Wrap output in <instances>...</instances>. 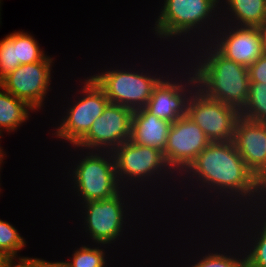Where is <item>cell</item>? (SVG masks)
I'll return each instance as SVG.
<instances>
[{
	"label": "cell",
	"mask_w": 266,
	"mask_h": 267,
	"mask_svg": "<svg viewBox=\"0 0 266 267\" xmlns=\"http://www.w3.org/2000/svg\"><path fill=\"white\" fill-rule=\"evenodd\" d=\"M0 141H1V136H0ZM5 157H6V151L4 152V149L1 147V143H0V169L3 168L2 163L5 159ZM0 172H1V170H0Z\"/></svg>",
	"instance_id": "1f68e13d"
},
{
	"label": "cell",
	"mask_w": 266,
	"mask_h": 267,
	"mask_svg": "<svg viewBox=\"0 0 266 267\" xmlns=\"http://www.w3.org/2000/svg\"><path fill=\"white\" fill-rule=\"evenodd\" d=\"M142 67L136 70L134 66L128 69L111 66L109 69L107 67L105 70L100 69L101 72L98 70V73L91 74L90 77L104 91L109 103L135 111L146 107L154 87L165 74H168L167 72L158 74V71L153 72L150 69L148 71V67L147 70Z\"/></svg>",
	"instance_id": "52a82bcc"
},
{
	"label": "cell",
	"mask_w": 266,
	"mask_h": 267,
	"mask_svg": "<svg viewBox=\"0 0 266 267\" xmlns=\"http://www.w3.org/2000/svg\"><path fill=\"white\" fill-rule=\"evenodd\" d=\"M84 244L85 245H80L79 248L77 247L73 251L69 261L65 260L68 267H108L107 251L105 250L109 248L108 245L94 243H90L89 245L86 243Z\"/></svg>",
	"instance_id": "44dd1931"
},
{
	"label": "cell",
	"mask_w": 266,
	"mask_h": 267,
	"mask_svg": "<svg viewBox=\"0 0 266 267\" xmlns=\"http://www.w3.org/2000/svg\"><path fill=\"white\" fill-rule=\"evenodd\" d=\"M1 0H0V11H1ZM2 18H1V12H0V20H1ZM0 25H1V21H0Z\"/></svg>",
	"instance_id": "d6a6232c"
},
{
	"label": "cell",
	"mask_w": 266,
	"mask_h": 267,
	"mask_svg": "<svg viewBox=\"0 0 266 267\" xmlns=\"http://www.w3.org/2000/svg\"><path fill=\"white\" fill-rule=\"evenodd\" d=\"M20 66L16 62L15 31L0 40V82Z\"/></svg>",
	"instance_id": "d4e9b609"
},
{
	"label": "cell",
	"mask_w": 266,
	"mask_h": 267,
	"mask_svg": "<svg viewBox=\"0 0 266 267\" xmlns=\"http://www.w3.org/2000/svg\"><path fill=\"white\" fill-rule=\"evenodd\" d=\"M178 179H180L178 180V187L187 189L189 186L188 189L197 190V192L190 191L189 197L191 193L193 196L196 193L197 197L200 196L198 197L200 202L206 196V201L208 198V201L212 198L211 201L213 204L216 203L214 207L217 206V210L222 207L221 212L223 213L220 214H223L224 218L230 211L233 213V211H239L241 208H257L260 202L261 181L245 165L233 141L211 142L197 155L196 159ZM203 192L204 194H202ZM226 206L228 210L225 208ZM225 211L226 214L224 215Z\"/></svg>",
	"instance_id": "6da1fadb"
},
{
	"label": "cell",
	"mask_w": 266,
	"mask_h": 267,
	"mask_svg": "<svg viewBox=\"0 0 266 267\" xmlns=\"http://www.w3.org/2000/svg\"><path fill=\"white\" fill-rule=\"evenodd\" d=\"M240 116L266 123V83H250L247 103Z\"/></svg>",
	"instance_id": "603a6c76"
},
{
	"label": "cell",
	"mask_w": 266,
	"mask_h": 267,
	"mask_svg": "<svg viewBox=\"0 0 266 267\" xmlns=\"http://www.w3.org/2000/svg\"><path fill=\"white\" fill-rule=\"evenodd\" d=\"M77 151V162L69 168V178L72 180L71 190L73 189L77 201L86 203L88 201H97L110 199L124 188L119 183L115 162L112 152L110 151H84L70 146ZM81 150V151H80ZM81 152L80 154L78 152ZM85 152V153H82ZM80 159V160H79ZM73 168V169H72Z\"/></svg>",
	"instance_id": "5b68a950"
},
{
	"label": "cell",
	"mask_w": 266,
	"mask_h": 267,
	"mask_svg": "<svg viewBox=\"0 0 266 267\" xmlns=\"http://www.w3.org/2000/svg\"><path fill=\"white\" fill-rule=\"evenodd\" d=\"M250 83H266V54L248 67Z\"/></svg>",
	"instance_id": "484cf974"
},
{
	"label": "cell",
	"mask_w": 266,
	"mask_h": 267,
	"mask_svg": "<svg viewBox=\"0 0 266 267\" xmlns=\"http://www.w3.org/2000/svg\"><path fill=\"white\" fill-rule=\"evenodd\" d=\"M219 4L221 23L259 27L266 21V0H219Z\"/></svg>",
	"instance_id": "ac0fdd59"
},
{
	"label": "cell",
	"mask_w": 266,
	"mask_h": 267,
	"mask_svg": "<svg viewBox=\"0 0 266 267\" xmlns=\"http://www.w3.org/2000/svg\"><path fill=\"white\" fill-rule=\"evenodd\" d=\"M232 141L245 165L262 181L266 177V123L240 116Z\"/></svg>",
	"instance_id": "2e32d148"
},
{
	"label": "cell",
	"mask_w": 266,
	"mask_h": 267,
	"mask_svg": "<svg viewBox=\"0 0 266 267\" xmlns=\"http://www.w3.org/2000/svg\"><path fill=\"white\" fill-rule=\"evenodd\" d=\"M256 209L266 216V177L261 181V198Z\"/></svg>",
	"instance_id": "83f0119b"
},
{
	"label": "cell",
	"mask_w": 266,
	"mask_h": 267,
	"mask_svg": "<svg viewBox=\"0 0 266 267\" xmlns=\"http://www.w3.org/2000/svg\"><path fill=\"white\" fill-rule=\"evenodd\" d=\"M25 238L11 223L0 219V252L11 260H25L27 256H20L19 251L26 247Z\"/></svg>",
	"instance_id": "cb8c5ba5"
},
{
	"label": "cell",
	"mask_w": 266,
	"mask_h": 267,
	"mask_svg": "<svg viewBox=\"0 0 266 267\" xmlns=\"http://www.w3.org/2000/svg\"><path fill=\"white\" fill-rule=\"evenodd\" d=\"M112 154L114 157L115 169L119 183L124 189L130 188V190L133 191H136V189L137 191L141 189L139 193H142L141 191L143 190H145L144 192H148V190L154 189L157 190V186L161 189L163 185L165 186L167 184H172L173 188V183L175 182L174 189L177 192L176 182H178L179 180L177 179L178 176L168 166L163 152L159 149L134 144L133 142L128 140L127 142L121 144L119 147L115 148L112 151ZM167 179L169 181L173 180V183L167 182ZM174 179H176L177 181ZM160 182L162 185L158 184ZM151 183L152 185H150ZM148 184L150 188L152 186L153 189H148ZM145 187L147 190L145 189Z\"/></svg>",
	"instance_id": "277c9868"
},
{
	"label": "cell",
	"mask_w": 266,
	"mask_h": 267,
	"mask_svg": "<svg viewBox=\"0 0 266 267\" xmlns=\"http://www.w3.org/2000/svg\"><path fill=\"white\" fill-rule=\"evenodd\" d=\"M133 111L118 104L108 103L89 131L74 145L87 151H110L131 138Z\"/></svg>",
	"instance_id": "30bf717a"
},
{
	"label": "cell",
	"mask_w": 266,
	"mask_h": 267,
	"mask_svg": "<svg viewBox=\"0 0 266 267\" xmlns=\"http://www.w3.org/2000/svg\"><path fill=\"white\" fill-rule=\"evenodd\" d=\"M7 267H35V257H27L25 260H12Z\"/></svg>",
	"instance_id": "f1b7e54d"
},
{
	"label": "cell",
	"mask_w": 266,
	"mask_h": 267,
	"mask_svg": "<svg viewBox=\"0 0 266 267\" xmlns=\"http://www.w3.org/2000/svg\"><path fill=\"white\" fill-rule=\"evenodd\" d=\"M15 54L20 65L42 61L47 56L37 39L23 30L15 31Z\"/></svg>",
	"instance_id": "7402d4cb"
},
{
	"label": "cell",
	"mask_w": 266,
	"mask_h": 267,
	"mask_svg": "<svg viewBox=\"0 0 266 267\" xmlns=\"http://www.w3.org/2000/svg\"><path fill=\"white\" fill-rule=\"evenodd\" d=\"M208 42L225 58L247 67L264 54L258 27L220 23Z\"/></svg>",
	"instance_id": "5bb4252c"
},
{
	"label": "cell",
	"mask_w": 266,
	"mask_h": 267,
	"mask_svg": "<svg viewBox=\"0 0 266 267\" xmlns=\"http://www.w3.org/2000/svg\"><path fill=\"white\" fill-rule=\"evenodd\" d=\"M259 33L261 37V45L263 49V53L266 54V21L263 22L259 27Z\"/></svg>",
	"instance_id": "f546056e"
},
{
	"label": "cell",
	"mask_w": 266,
	"mask_h": 267,
	"mask_svg": "<svg viewBox=\"0 0 266 267\" xmlns=\"http://www.w3.org/2000/svg\"><path fill=\"white\" fill-rule=\"evenodd\" d=\"M183 63L184 59L181 64L180 62L178 64L180 68H175L178 71H171L173 76L168 72V75L166 74L159 81L154 87L152 96L145 107L150 114L170 123L187 115L188 101L197 88L193 71L187 64L182 65ZM184 67L186 70L183 69ZM180 69L184 72L180 73Z\"/></svg>",
	"instance_id": "9c48e42d"
},
{
	"label": "cell",
	"mask_w": 266,
	"mask_h": 267,
	"mask_svg": "<svg viewBox=\"0 0 266 267\" xmlns=\"http://www.w3.org/2000/svg\"><path fill=\"white\" fill-rule=\"evenodd\" d=\"M196 45L188 49L189 54L185 55V60L189 59L184 62L193 71L197 89L205 96L221 101L240 113L249 94L248 67L225 58L209 42Z\"/></svg>",
	"instance_id": "7a4b0ae2"
},
{
	"label": "cell",
	"mask_w": 266,
	"mask_h": 267,
	"mask_svg": "<svg viewBox=\"0 0 266 267\" xmlns=\"http://www.w3.org/2000/svg\"><path fill=\"white\" fill-rule=\"evenodd\" d=\"M210 143L199 126L186 115L172 123L163 154L168 166L179 177Z\"/></svg>",
	"instance_id": "4fadbf2b"
},
{
	"label": "cell",
	"mask_w": 266,
	"mask_h": 267,
	"mask_svg": "<svg viewBox=\"0 0 266 267\" xmlns=\"http://www.w3.org/2000/svg\"><path fill=\"white\" fill-rule=\"evenodd\" d=\"M171 125L172 123L150 114L145 108L135 110L132 113L130 141L164 152Z\"/></svg>",
	"instance_id": "e0dca14e"
},
{
	"label": "cell",
	"mask_w": 266,
	"mask_h": 267,
	"mask_svg": "<svg viewBox=\"0 0 266 267\" xmlns=\"http://www.w3.org/2000/svg\"><path fill=\"white\" fill-rule=\"evenodd\" d=\"M187 116L210 142H227L233 140L240 113L221 101L205 96L196 88L188 101Z\"/></svg>",
	"instance_id": "8fae6325"
},
{
	"label": "cell",
	"mask_w": 266,
	"mask_h": 267,
	"mask_svg": "<svg viewBox=\"0 0 266 267\" xmlns=\"http://www.w3.org/2000/svg\"><path fill=\"white\" fill-rule=\"evenodd\" d=\"M12 260L5 254L0 252V267H7Z\"/></svg>",
	"instance_id": "4dcf8cb0"
},
{
	"label": "cell",
	"mask_w": 266,
	"mask_h": 267,
	"mask_svg": "<svg viewBox=\"0 0 266 267\" xmlns=\"http://www.w3.org/2000/svg\"><path fill=\"white\" fill-rule=\"evenodd\" d=\"M230 234L225 236L228 239L225 238V241H224V239L222 240V243L224 244L223 246L227 245V246H225L227 248L224 249L221 247V245L219 247L218 243L222 244L221 241H219V242L217 241L218 246L215 245V247L214 246L212 247L210 244L207 252L204 250L201 256H199L198 255L199 253H197V255H196V256H198V257H196L197 261L195 260V257H193L194 258L193 260H190V255L187 256V257H189V261H191V264H189V265L187 264L186 267H188V266L189 267H245V255H244V251L242 249V246H240L239 241L238 242L235 241L236 239L234 238V236H232V233H230ZM229 236H230V238H229ZM229 239H231V240H229ZM226 240H228L229 243L226 242ZM233 241H235V243ZM230 243H232V245ZM235 246H238L239 250ZM211 247H212V250L210 249ZM234 247H235V249H234ZM209 249H210V251H209ZM224 250H225V252H224ZM204 252H206V253H204ZM236 252L239 254H237ZM199 257H201V258H199ZM192 261H194V262H192Z\"/></svg>",
	"instance_id": "d6986e66"
},
{
	"label": "cell",
	"mask_w": 266,
	"mask_h": 267,
	"mask_svg": "<svg viewBox=\"0 0 266 267\" xmlns=\"http://www.w3.org/2000/svg\"><path fill=\"white\" fill-rule=\"evenodd\" d=\"M35 267H68L65 260L61 261H48L42 258H35Z\"/></svg>",
	"instance_id": "4316f807"
},
{
	"label": "cell",
	"mask_w": 266,
	"mask_h": 267,
	"mask_svg": "<svg viewBox=\"0 0 266 267\" xmlns=\"http://www.w3.org/2000/svg\"><path fill=\"white\" fill-rule=\"evenodd\" d=\"M228 216L229 217L233 216L229 218L231 221L233 220L232 223L230 221L229 222L227 221ZM225 219L226 221L224 220L223 223L226 227L228 226L229 223H230L229 225L232 224L233 226L231 225L227 227V229L222 232L229 234V232L231 231L230 233L233 232V236L236 238V240L237 241L239 240V243L242 246L245 255V267H266V216L262 214L258 209L252 208V209H244V211L243 209H241L239 210V212L237 211L232 214L229 213V215H227V218ZM236 221L237 222L240 221V226ZM233 223H235V225ZM236 229L238 230L240 229L241 231L240 230L237 231ZM242 230H244L245 232ZM241 236L245 238L242 240L243 237Z\"/></svg>",
	"instance_id": "9a60e30c"
},
{
	"label": "cell",
	"mask_w": 266,
	"mask_h": 267,
	"mask_svg": "<svg viewBox=\"0 0 266 267\" xmlns=\"http://www.w3.org/2000/svg\"><path fill=\"white\" fill-rule=\"evenodd\" d=\"M0 180H1V174H0ZM0 186H1V183H0ZM1 190H2V188L0 189V194H1Z\"/></svg>",
	"instance_id": "836d02e7"
},
{
	"label": "cell",
	"mask_w": 266,
	"mask_h": 267,
	"mask_svg": "<svg viewBox=\"0 0 266 267\" xmlns=\"http://www.w3.org/2000/svg\"><path fill=\"white\" fill-rule=\"evenodd\" d=\"M162 5L152 32L163 42L179 39L190 49L208 42L221 23L219 0H164Z\"/></svg>",
	"instance_id": "3957f363"
},
{
	"label": "cell",
	"mask_w": 266,
	"mask_h": 267,
	"mask_svg": "<svg viewBox=\"0 0 266 267\" xmlns=\"http://www.w3.org/2000/svg\"><path fill=\"white\" fill-rule=\"evenodd\" d=\"M54 58L46 56L42 61L22 64L6 76L0 85L16 98L28 102L34 109L43 110L49 90H52Z\"/></svg>",
	"instance_id": "7c38bea8"
},
{
	"label": "cell",
	"mask_w": 266,
	"mask_h": 267,
	"mask_svg": "<svg viewBox=\"0 0 266 267\" xmlns=\"http://www.w3.org/2000/svg\"><path fill=\"white\" fill-rule=\"evenodd\" d=\"M79 81H82L81 88L76 90L79 93L72 95L74 100H69L66 112L62 114L59 125L55 126L56 130L52 133L57 140L61 139L60 141L69 143V146H74L89 131L109 103L104 91L90 76H85L83 80L80 78Z\"/></svg>",
	"instance_id": "ba28073f"
},
{
	"label": "cell",
	"mask_w": 266,
	"mask_h": 267,
	"mask_svg": "<svg viewBox=\"0 0 266 267\" xmlns=\"http://www.w3.org/2000/svg\"><path fill=\"white\" fill-rule=\"evenodd\" d=\"M131 193L140 196L137 191L123 189L110 199L79 203L83 219V224L81 225L84 226L82 227L84 230L81 232H86L87 236L85 235V237H89L88 240L91 243L105 244L112 247L113 243L118 242L119 238L122 239L121 237H124L123 232L127 230L126 226H129V222H131L130 218L132 215L129 212L132 213V210L138 208L131 207V199L135 198Z\"/></svg>",
	"instance_id": "8992f818"
},
{
	"label": "cell",
	"mask_w": 266,
	"mask_h": 267,
	"mask_svg": "<svg viewBox=\"0 0 266 267\" xmlns=\"http://www.w3.org/2000/svg\"><path fill=\"white\" fill-rule=\"evenodd\" d=\"M32 112H37L28 102L16 98L0 85V136L3 132L17 131L27 123Z\"/></svg>",
	"instance_id": "ffe728a7"
}]
</instances>
